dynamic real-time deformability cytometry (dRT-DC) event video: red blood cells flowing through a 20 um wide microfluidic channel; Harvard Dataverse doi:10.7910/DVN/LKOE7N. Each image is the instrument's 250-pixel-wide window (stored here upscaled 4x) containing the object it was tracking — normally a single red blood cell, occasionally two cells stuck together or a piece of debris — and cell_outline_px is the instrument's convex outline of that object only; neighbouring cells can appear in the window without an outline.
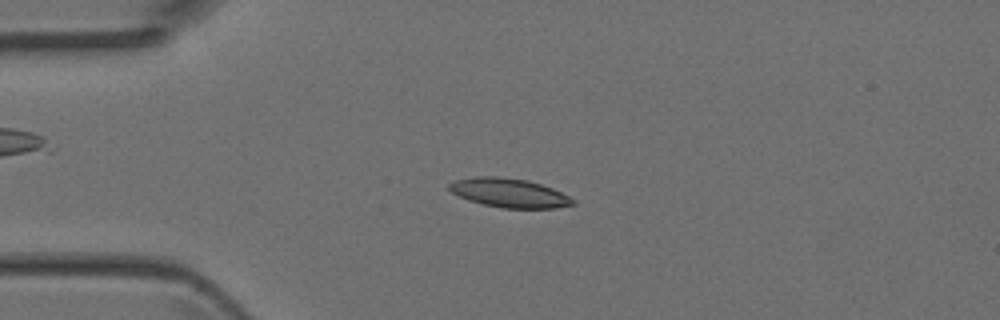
{"species": "Egyptian fruit bat (a non-hibernating species)", "species_latin": "Rousettus aegyptiacus", "temperature_condition": "room temperature", "stored_images_in_passage": 41, "camera_frame_rate_fps": 3000, "um_per_image_px": 0.085, "animal": {"sex": "female"}, "frame": {"image": 1, "passage_image": 3, "time_ms": 0.667, "image_size_px": [1000, 320], "cell_outline_px": [[576, 204], [556, 208], [500, 208], [468, 200], [452, 192], [448, 188], [448, 184], [456, 180], [476, 176], [500, 176], [528, 180], [552, 188], [576, 200]], "centroid_in_image_um": [43.29, 16.39], "position_along_channel_um": 41.7, "area_um2": 20.92}}
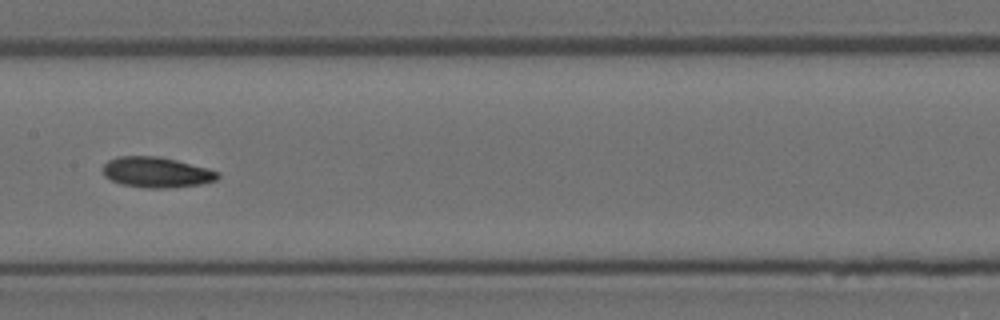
{"frame": {"image": 2, "passage_image": 16, "time_ms": 5.0, "image_size_px": [1000, 320], "cell_outline_px": [[220, 176], [216, 180], [200, 184], [172, 188], [144, 188], [120, 184], [104, 176], [104, 164], [108, 160], [116, 156], [156, 156], [204, 168], [216, 172]], "centroid_in_image_um": [13.23, 14.66], "position_along_channel_um": 194.2, "area_um2": 20.06}}
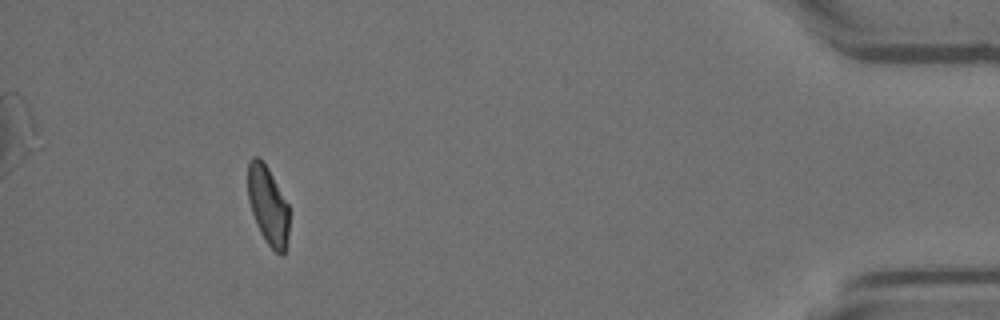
{"frame": {"image": 3, "passage_image": 37, "time_ms": 12.0, "image_size_px": [1000, 320], "cell_outline_px": [[288, 236], [284, 256], [280, 256], [268, 244], [260, 232], [256, 224], [248, 200], [248, 160], [252, 156], [260, 156], [268, 168], [288, 204]], "centroid_in_image_um": [22.77, 17.44], "position_along_channel_um": 412.4, "area_um2": 18.96}}